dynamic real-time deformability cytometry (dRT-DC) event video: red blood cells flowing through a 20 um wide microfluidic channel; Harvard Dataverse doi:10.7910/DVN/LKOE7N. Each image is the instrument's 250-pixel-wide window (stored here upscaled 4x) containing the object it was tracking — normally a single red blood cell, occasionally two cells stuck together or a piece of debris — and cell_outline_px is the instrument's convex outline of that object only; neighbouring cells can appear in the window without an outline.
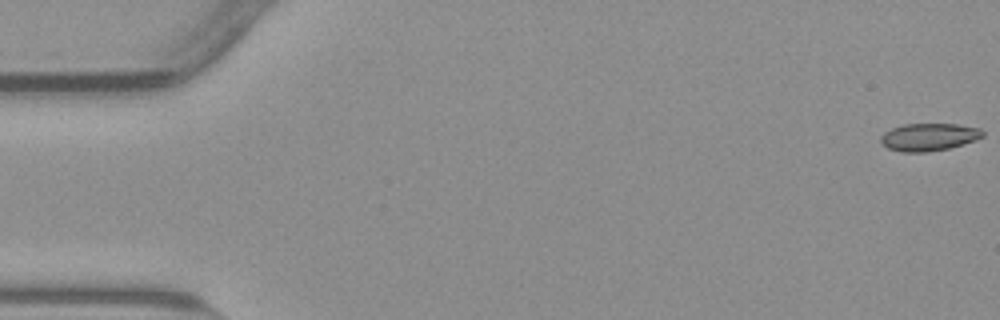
{"species": "common noctule bat (a hibernating species)", "species_latin": "Nyctalus noctula", "temperature_condition": "warm", "stored_images_in_passage": 11, "camera_frame_rate_fps": 3000, "um_per_image_px": 0.085, "animal": {"sex": "male", "body_mass_g": 23.1, "forearm_length_mm": 52.7}, "frame": {"image": 1, "passage_image": 1, "time_ms": 0.0, "image_size_px": [1000, 320], "cell_outline_px": [[984, 136], [976, 140], [948, 148], [928, 152], [900, 152], [888, 148], [880, 140], [880, 136], [884, 132], [892, 128], [904, 124], [956, 124], [980, 128], [984, 132]], "centroid_in_image_um": [78.95, 11.64], "position_along_channel_um": 6.0, "area_um2": 16.36}}